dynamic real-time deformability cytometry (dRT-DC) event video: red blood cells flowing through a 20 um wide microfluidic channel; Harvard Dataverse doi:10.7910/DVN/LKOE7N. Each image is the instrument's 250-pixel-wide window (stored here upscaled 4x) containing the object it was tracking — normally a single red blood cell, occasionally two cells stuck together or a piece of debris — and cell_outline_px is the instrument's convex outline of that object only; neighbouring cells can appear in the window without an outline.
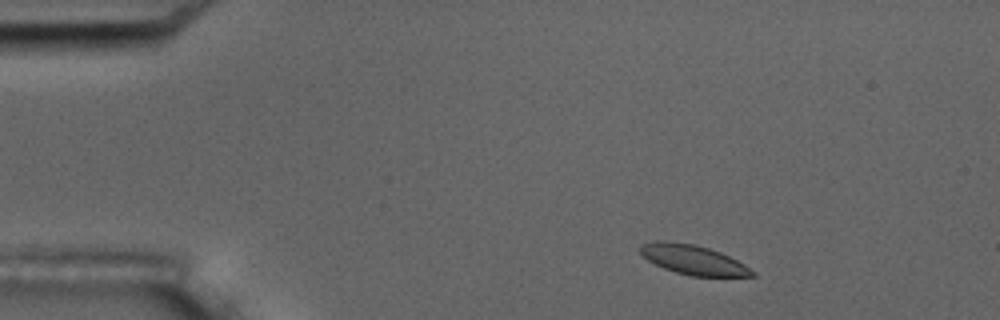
{"species": "common noctule bat (a hibernating species)", "species_latin": "Nyctalus noctula", "temperature_condition": "room temperature", "stored_images_in_passage": 4, "camera_frame_rate_fps": 3000, "um_per_image_px": 0.085, "animal": {"sex": "male", "body_mass_g": 17.5, "forearm_length_mm": 52.3}, "frame": {"image": 1, "passage_image": 2, "time_ms": 1.0, "image_size_px": [1000, 320], "cell_outline_px": [[756, 276], [692, 276], [676, 272], [664, 268], [648, 260], [640, 252], [640, 244], [656, 240], [664, 240], [696, 244], [720, 252], [744, 264], [756, 272]], "centroid_in_image_um": [58.91, 22.06], "position_along_channel_um": 26.1, "area_um2": 19.25}}